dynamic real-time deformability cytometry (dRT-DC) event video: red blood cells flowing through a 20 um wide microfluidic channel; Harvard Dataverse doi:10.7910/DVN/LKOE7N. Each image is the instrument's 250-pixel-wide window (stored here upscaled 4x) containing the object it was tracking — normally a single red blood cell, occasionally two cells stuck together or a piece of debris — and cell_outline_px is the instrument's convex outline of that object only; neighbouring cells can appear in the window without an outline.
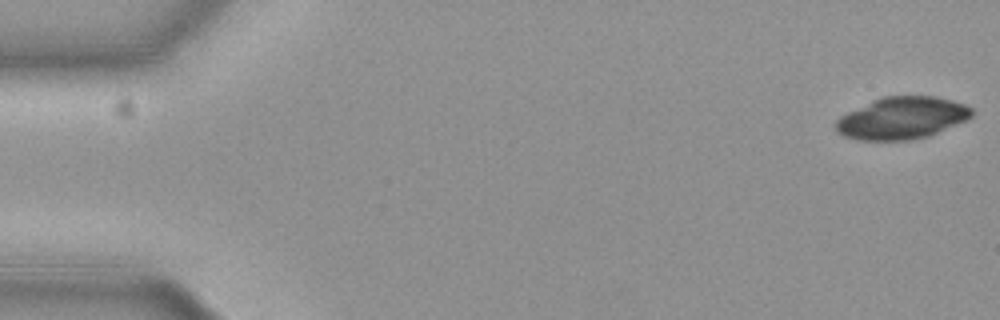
{"species": "common noctule bat (a hibernating species)", "species_latin": "Nyctalus noctula", "temperature_condition": "cold", "stored_images_in_passage": 15, "camera_frame_rate_fps": 3000, "um_per_image_px": 0.085, "animal": {"sex": "female", "body_mass_g": 19.3, "forearm_length_mm": 54.1}, "frame": {"image": 1, "passage_image": 1, "time_ms": 0.0, "image_size_px": [1000, 320], "cell_outline_px": [[972, 116], [964, 120], [928, 136], [912, 140], [860, 140], [844, 136], [836, 132], [836, 120], [840, 116], [880, 96], [932, 96], [952, 100], [964, 104], [972, 108]], "centroid_in_image_um": [76.63, 10.03], "position_along_channel_um": 8.4, "area_um2": 33.12}}